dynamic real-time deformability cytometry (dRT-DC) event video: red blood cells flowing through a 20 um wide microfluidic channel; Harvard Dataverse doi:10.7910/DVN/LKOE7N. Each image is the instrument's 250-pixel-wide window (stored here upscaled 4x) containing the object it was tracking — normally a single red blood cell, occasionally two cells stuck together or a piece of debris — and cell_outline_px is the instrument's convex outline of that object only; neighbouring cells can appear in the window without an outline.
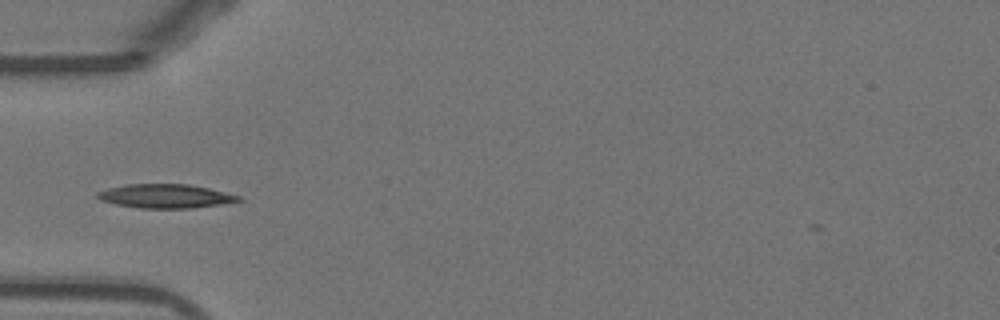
{"species": "Egyptian fruit bat (a non-hibernating species)", "species_latin": "Rousettus aegyptiacus", "temperature_condition": "warm", "stored_images_in_passage": 36, "camera_frame_rate_fps": 3000, "um_per_image_px": 0.085, "animal": {"sex": "female"}, "frame": {"image": 1, "passage_image": 1, "time_ms": 0.0, "image_size_px": [1000, 320], "cell_outline_px": [[244, 200], [220, 204], [192, 208], [140, 208], [116, 204], [100, 200], [96, 196], [96, 192], [108, 188], [128, 184], [188, 184], [208, 188], [240, 196]], "centroid_in_image_um": [14.04, 16.67], "position_along_channel_um": 71.0, "area_um2": 19.54}}
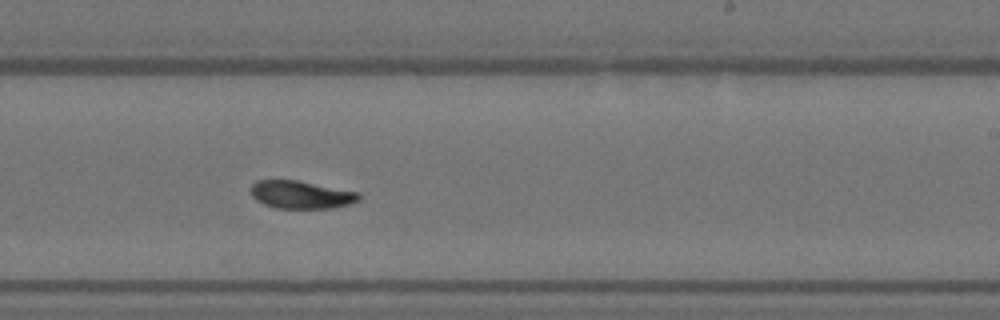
{"frame": {"image": 2, "passage_image": 16, "time_ms": 5.0, "image_size_px": [1000, 320], "cell_outline_px": [[360, 200], [352, 204], [332, 208], [276, 208], [264, 204], [256, 200], [252, 196], [248, 188], [256, 180], [296, 180], [360, 192]], "centroid_in_image_um": [25.59, 16.55], "position_along_channel_um": 263.4, "area_um2": 17.74}}
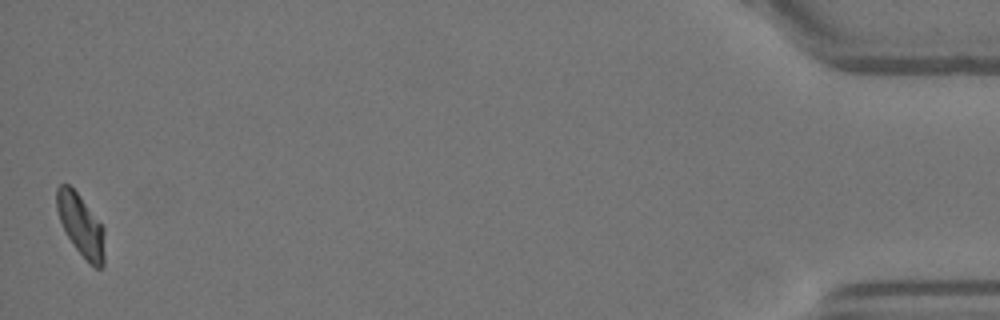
{"frame": {"image": 3, "passage_image": 36, "time_ms": 11.667, "image_size_px": [1000, 320], "cell_outline_px": [[104, 264], [100, 268], [96, 268], [72, 244], [60, 220], [56, 208], [56, 188], [60, 184], [68, 184], [80, 196], [104, 228]], "centroid_in_image_um": [6.87, 19.12], "position_along_channel_um": 428.3, "area_um2": 16.88}, "authors_computed_cell_mechanics": {"area_um2": 18.0336, "velocity_mm_per_s": 3.8487, "shape_relaxation_time_tau1_ms": 3.7642, "shape_relaxation_time_tau2_ms": 2.0616, "deformation_change_tau1": 0.1405, "deformation_change_tau2": 0.0589}}